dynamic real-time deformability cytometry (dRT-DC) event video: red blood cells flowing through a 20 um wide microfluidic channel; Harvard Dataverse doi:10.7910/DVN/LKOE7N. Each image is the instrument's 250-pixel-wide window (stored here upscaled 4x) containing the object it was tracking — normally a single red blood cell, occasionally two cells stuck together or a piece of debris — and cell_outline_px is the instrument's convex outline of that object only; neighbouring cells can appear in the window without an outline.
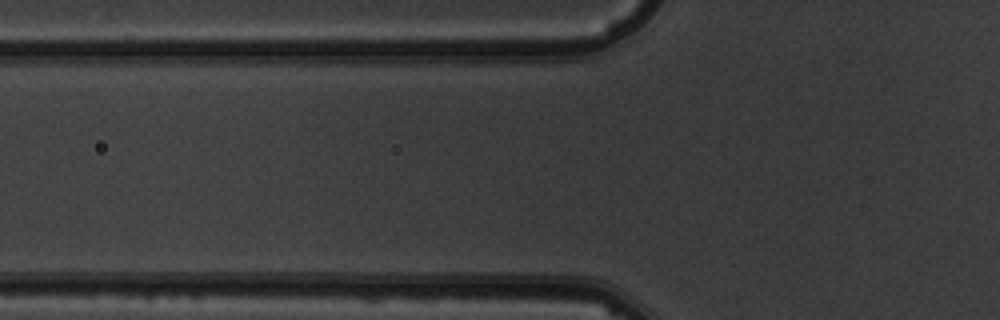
{"species": "common noctule bat (a hibernating species)", "species_latin": "Nyctalus noctula", "temperature_condition": "warm", "stored_images_in_passage": 4, "camera_frame_rate_fps": 3000, "um_per_image_px": 0.085, "animal": {"sex": "male", "body_mass_g": 19.5, "forearm_length_mm": 54.6}, "frame": {"image": 1, "passage_image": 3, "time_ms": 2.333, "image_size_px": [1000, 320], "cell_outline_px": [[532, 236], [524, 244], [384, 248], [372, 248], [364, 244], [364, 232], [368, 228], [492, 228], [532, 232]], "centroid_in_image_um": [37.58, 20.17], "position_along_channel_um": 88.2, "area_um2": 21.04}}